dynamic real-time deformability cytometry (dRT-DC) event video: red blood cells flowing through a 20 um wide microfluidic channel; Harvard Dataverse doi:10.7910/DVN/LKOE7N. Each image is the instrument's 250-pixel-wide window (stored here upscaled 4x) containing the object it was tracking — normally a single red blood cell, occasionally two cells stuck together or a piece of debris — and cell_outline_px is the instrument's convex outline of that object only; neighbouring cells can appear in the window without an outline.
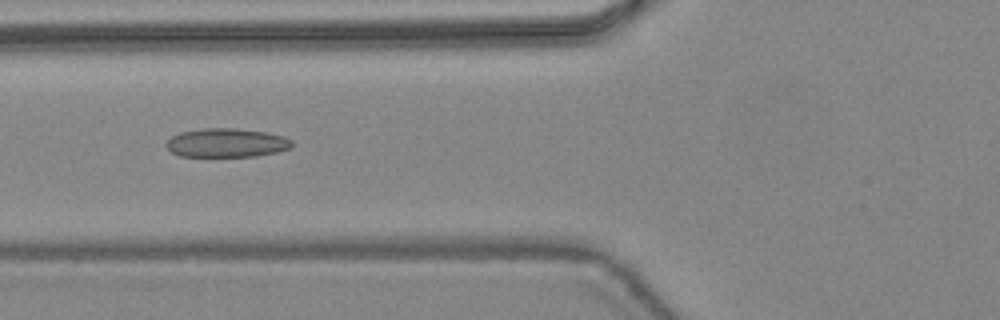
{"species": "common noctule bat (a hibernating species)", "species_latin": "Nyctalus noctula", "temperature_condition": "warm", "stored_images_in_passage": 47, "camera_frame_rate_fps": 3000, "um_per_image_px": 0.085, "animal": {"sex": "female", "body_mass_g": 24.6, "forearm_length_mm": 56.2}, "frame": {"image": 1, "passage_image": 19, "time_ms": 6.0, "image_size_px": [1000, 320], "cell_outline_px": [[292, 148], [276, 152], [256, 156], [180, 156], [172, 152], [164, 144], [172, 136], [180, 132], [204, 128], [236, 128], [264, 132], [284, 136], [292, 140]], "centroid_in_image_um": [19.26, 12.14], "position_along_channel_um": 106.5, "area_um2": 21.1}}
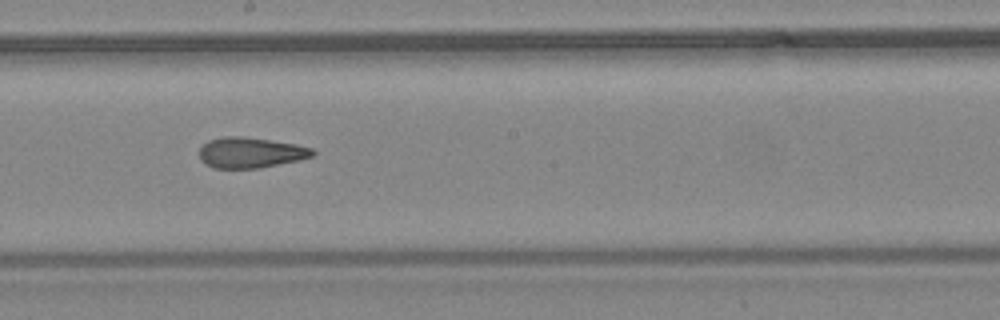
{"frame": {"image": 2, "passage_image": 27, "time_ms": 8.667, "image_size_px": [1000, 320], "cell_outline_px": [[316, 152], [312, 156], [300, 160], [260, 168], [212, 168], [204, 164], [200, 160], [200, 148], [208, 140], [224, 136], [244, 136], [296, 144], [312, 148]], "centroid_in_image_um": [21.29, 12.97], "position_along_channel_um": 226.9, "area_um2": 20.35}}
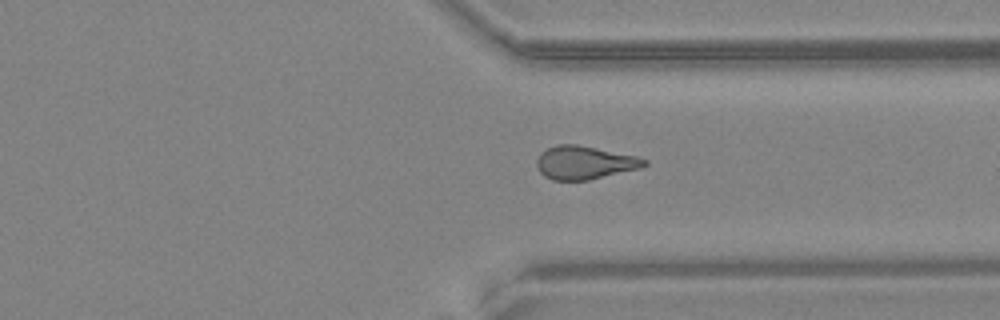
{"frame": {"image": 3, "passage_image": 36, "time_ms": 11.667, "image_size_px": [1000, 320], "cell_outline_px": [[648, 164], [640, 168], [588, 180], [552, 180], [544, 176], [540, 172], [536, 164], [536, 160], [540, 152], [556, 144], [576, 144], [636, 156], [648, 160]], "centroid_in_image_um": [49.66, 13.82], "position_along_channel_um": 361.7, "area_um2": 20.81}, "authors_computed_cell_mechanics": {"area_um2": 21.097, "velocity_mm_per_s": 4.4899, "shape_relaxation_time_tau1_ms": null, "shape_relaxation_time_tau2_ms": 1.998, "deformation_change_tau1": null, "deformation_change_tau2": 0.1024}}